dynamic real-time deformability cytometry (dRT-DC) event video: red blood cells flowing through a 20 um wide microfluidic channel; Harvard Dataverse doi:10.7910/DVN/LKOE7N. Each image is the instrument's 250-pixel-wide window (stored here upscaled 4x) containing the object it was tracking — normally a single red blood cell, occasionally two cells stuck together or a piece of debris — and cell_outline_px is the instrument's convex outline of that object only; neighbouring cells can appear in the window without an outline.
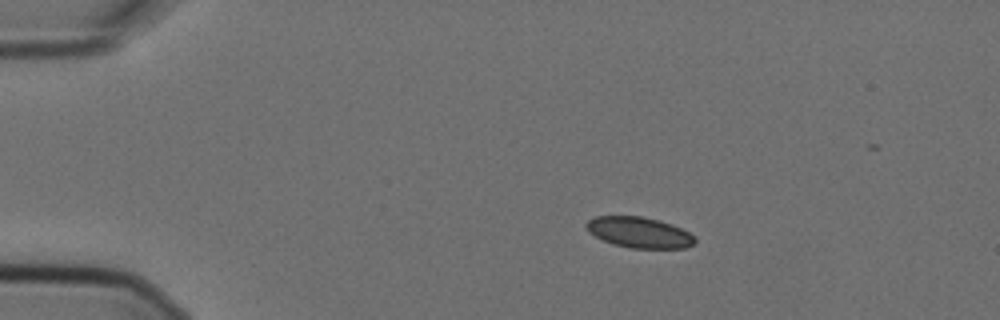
{"species": "Egyptian fruit bat (a non-hibernating species)", "species_latin": "Rousettus aegyptiacus", "temperature_condition": "cold", "stored_images_in_passage": 7, "camera_frame_rate_fps": 3000, "um_per_image_px": 0.085, "animal": {"sex": "female"}, "frame": {"image": 1, "passage_image": 3, "time_ms": 0.667, "image_size_px": [1000, 320], "cell_outline_px": [[696, 240], [692, 244], [684, 248], [632, 248], [612, 244], [588, 232], [584, 224], [588, 220], [596, 216], [640, 216], [660, 220], [672, 224], [688, 232]], "centroid_in_image_um": [54.3, 19.74], "position_along_channel_um": 30.7, "area_um2": 19.36}}
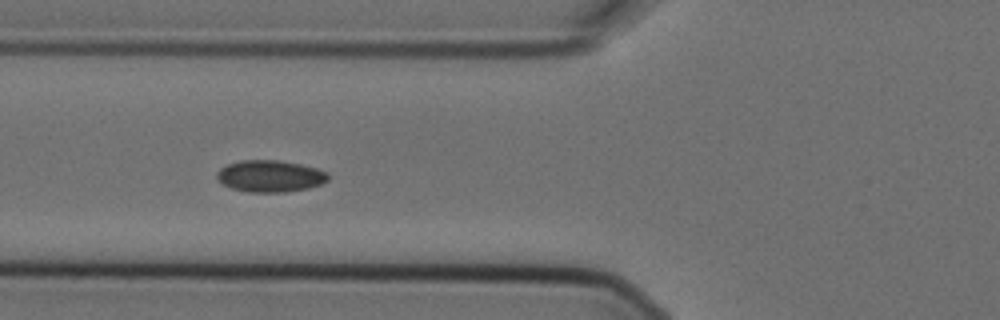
{"frame": {"image": 2, "passage_image": 6, "time_ms": 1.667, "image_size_px": [1000, 320], "cell_outline_px": [[328, 180], [320, 184], [308, 188], [284, 192], [248, 192], [232, 188], [224, 184], [216, 176], [216, 172], [220, 168], [228, 164], [240, 160], [276, 160], [300, 164], [316, 168], [328, 172]], "centroid_in_image_um": [22.96, 14.96], "position_along_channel_um": 102.8, "area_um2": 20.46}}
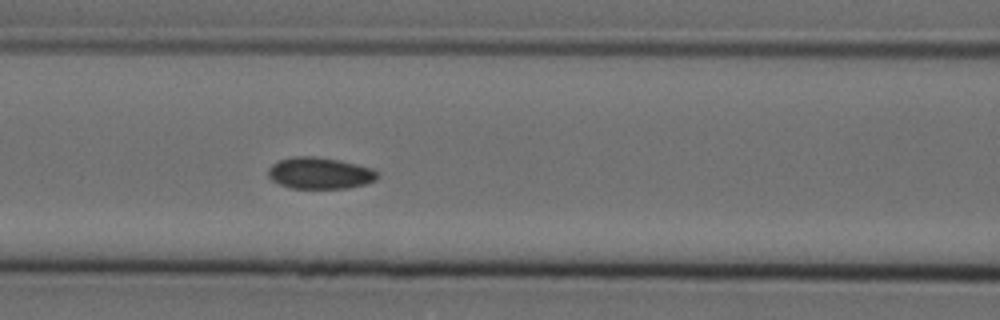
{"frame": {"image": 3, "passage_image": 7, "time_ms": 2.0, "image_size_px": [1000, 320], "cell_outline_px": [[380, 176], [376, 180], [364, 184], [348, 188], [288, 188], [272, 180], [268, 176], [268, 168], [272, 164], [280, 160], [292, 156], [312, 156], [340, 160], [372, 168]], "centroid_in_image_um": [27.17, 14.71], "position_along_channel_um": 139.4, "area_um2": 20.11}}